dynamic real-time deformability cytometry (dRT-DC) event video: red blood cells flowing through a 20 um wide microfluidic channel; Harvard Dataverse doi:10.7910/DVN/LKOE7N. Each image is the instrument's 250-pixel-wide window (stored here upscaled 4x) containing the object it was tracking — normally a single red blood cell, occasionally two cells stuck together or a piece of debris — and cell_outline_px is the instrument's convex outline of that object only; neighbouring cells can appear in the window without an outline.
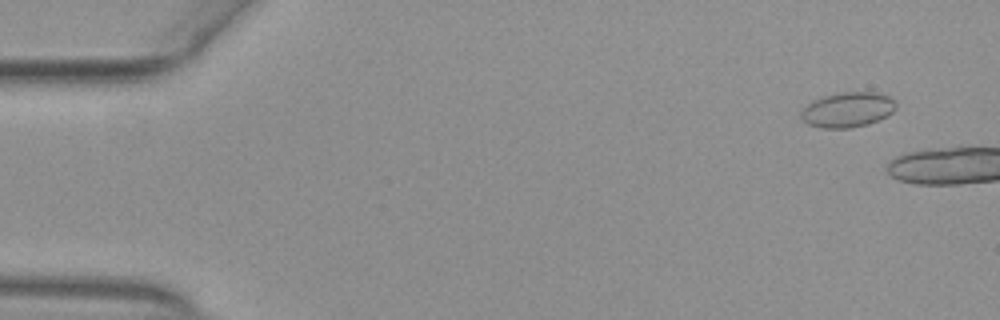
{"species": "common noctule bat (a hibernating species)", "species_latin": "Nyctalus noctula", "temperature_condition": "warm", "stored_images_in_passage": 6, "camera_frame_rate_fps": 3000, "um_per_image_px": 0.085, "animal": {"sex": "female", "body_mass_g": 29.2, "forearm_length_mm": 56.3}, "frame": {"image": 1, "passage_image": 2, "time_ms": 0.333, "image_size_px": [1000, 320], "cell_outline_px": [[896, 108], [888, 116], [868, 124], [852, 128], [824, 128], [808, 124], [800, 116], [800, 112], [812, 100], [824, 96], [844, 92], [876, 92], [888, 96], [896, 104]], "centroid_in_image_um": [72.05, 9.33], "position_along_channel_um": 12.9, "area_um2": 19.31}}